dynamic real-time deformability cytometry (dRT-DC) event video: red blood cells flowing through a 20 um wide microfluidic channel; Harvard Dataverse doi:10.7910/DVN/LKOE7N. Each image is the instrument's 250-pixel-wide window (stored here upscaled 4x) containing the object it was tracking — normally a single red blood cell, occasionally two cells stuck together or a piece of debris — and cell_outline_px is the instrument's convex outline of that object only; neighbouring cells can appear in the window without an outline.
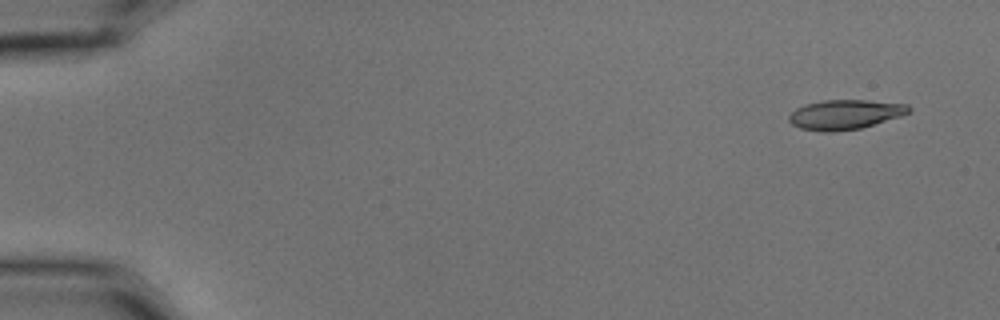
{"species": "common noctule bat (a hibernating species)", "species_latin": "Nyctalus noctula", "temperature_condition": "cold", "stored_images_in_passage": 3, "camera_frame_rate_fps": 3000, "um_per_image_px": 0.085, "animal": {"sex": "male", "body_mass_g": 15.6}, "frame": {"image": 1, "passage_image": 1, "time_ms": 0.0, "image_size_px": [1000, 320], "cell_outline_px": [[912, 112], [900, 116], [860, 128], [836, 132], [824, 132], [800, 128], [792, 124], [788, 120], [788, 116], [796, 108], [804, 104], [824, 100], [868, 100], [908, 104], [912, 108]], "centroid_in_image_um": [71.83, 9.73], "position_along_channel_um": 13.2, "area_um2": 20.81}}